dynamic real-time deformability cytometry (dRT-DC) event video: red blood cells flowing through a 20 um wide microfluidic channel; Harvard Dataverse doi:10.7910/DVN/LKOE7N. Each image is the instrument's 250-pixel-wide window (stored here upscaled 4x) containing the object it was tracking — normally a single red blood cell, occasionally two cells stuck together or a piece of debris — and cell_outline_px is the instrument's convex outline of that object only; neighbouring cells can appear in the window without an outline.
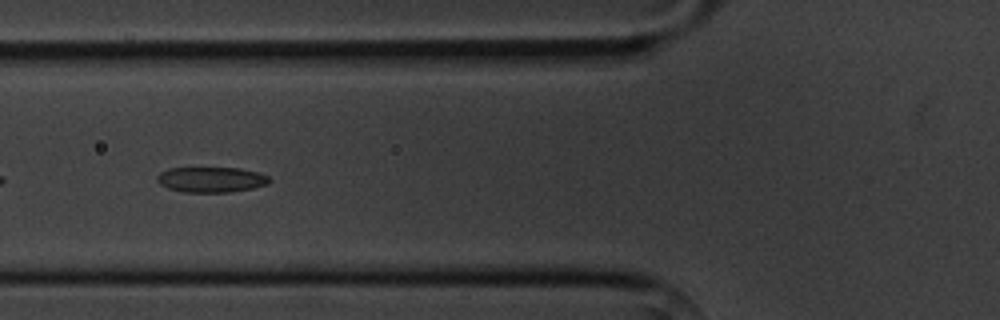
{"species": "common noctule bat (a hibernating species)", "species_latin": "Nyctalus noctula", "temperature_condition": "cold", "stored_images_in_passage": 8, "camera_frame_rate_fps": 3000, "um_per_image_px": 0.085, "animal": {"sex": "male", "body_mass_g": 20.1, "forearm_length_mm": 53.5}, "frame": {"image": 1, "passage_image": 6, "time_ms": 5.667, "image_size_px": [1000, 320], "cell_outline_px": [[272, 180], [268, 184], [252, 188], [228, 192], [184, 192], [168, 188], [160, 184], [156, 180], [156, 176], [160, 172], [168, 168], [240, 168], [260, 172], [268, 176]], "centroid_in_image_um": [17.96, 15.26], "position_along_channel_um": 107.8, "area_um2": 16.7}}
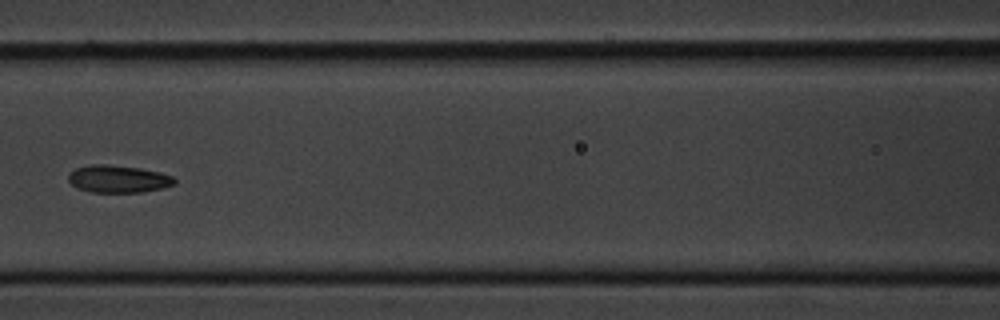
{"frame": {"image": 2, "passage_image": 7, "time_ms": 7.0, "image_size_px": [1000, 320], "cell_outline_px": [[176, 184], [144, 192], [92, 192], [76, 188], [68, 180], [68, 176], [76, 168], [88, 164], [104, 164], [140, 168], [160, 172], [172, 176], [176, 180]], "centroid_in_image_um": [10.05, 15.21], "position_along_channel_um": 156.6, "area_um2": 16.94}}
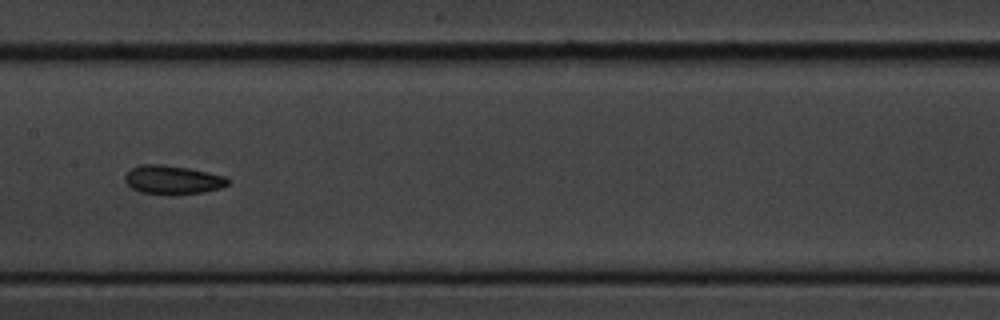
{"frame": {"image": 3, "passage_image": 8, "time_ms": 8.0, "image_size_px": [1000, 320], "cell_outline_px": [[228, 184], [220, 188], [204, 192], [168, 196], [140, 192], [132, 188], [124, 180], [124, 176], [132, 168], [140, 164], [164, 164], [188, 168], [208, 172], [224, 176], [228, 180]], "centroid_in_image_um": [14.65, 15.3], "position_along_channel_um": 192.8, "area_um2": 17.46}}